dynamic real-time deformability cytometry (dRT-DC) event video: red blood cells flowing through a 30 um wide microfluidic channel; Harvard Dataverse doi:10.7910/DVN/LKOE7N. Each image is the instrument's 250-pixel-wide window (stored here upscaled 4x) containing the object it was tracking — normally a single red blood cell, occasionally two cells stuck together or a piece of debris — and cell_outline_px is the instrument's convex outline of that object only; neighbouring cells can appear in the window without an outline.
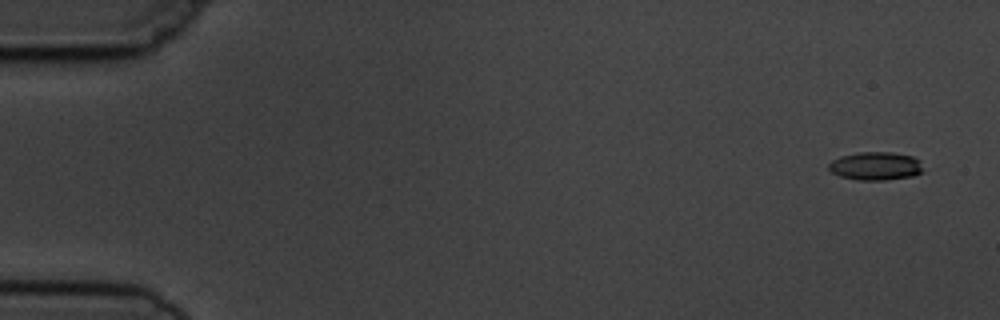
{"species": "common noctule bat (a hibernating species)", "species_latin": "Nyctalus noctula", "temperature_condition": "cold", "stored_images_in_passage": 5, "camera_frame_rate_fps": 3000, "um_per_image_px": 0.085, "animal": {"sex": "male", "body_mass_g": 19.5, "forearm_length_mm": 54.6}, "frame": {"image": 1, "passage_image": 1, "time_ms": 0.0, "image_size_px": [1000, 320], "cell_outline_px": [[924, 172], [912, 176], [884, 180], [860, 180], [840, 176], [832, 172], [828, 168], [828, 164], [832, 160], [840, 156], [856, 152], [892, 152], [912, 156], [920, 160]], "centroid_in_image_um": [74.44, 14.1], "position_along_channel_um": 10.6, "area_um2": 15.66}}
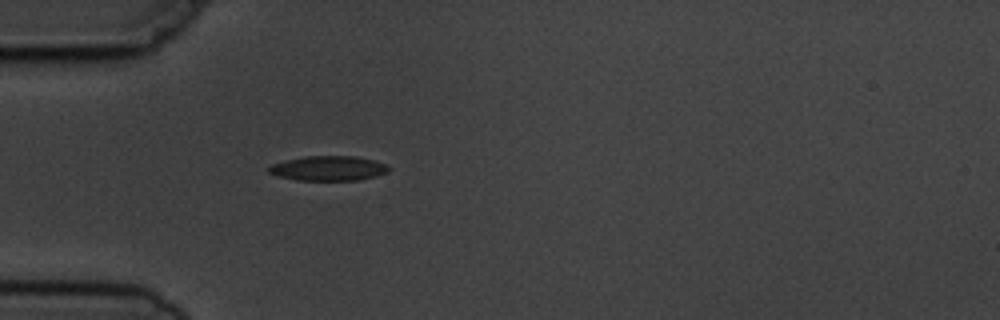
{"frame": {"image": 2, "passage_image": 5, "time_ms": 4.667, "image_size_px": [1000, 320], "cell_outline_px": [[392, 168], [388, 172], [376, 176], [360, 180], [296, 180], [276, 176], [268, 172], [268, 168], [272, 164], [284, 160], [304, 156], [356, 156], [372, 160], [384, 164]], "centroid_in_image_um": [27.9, 14.31], "position_along_channel_um": 57.1, "area_um2": 17.4}}